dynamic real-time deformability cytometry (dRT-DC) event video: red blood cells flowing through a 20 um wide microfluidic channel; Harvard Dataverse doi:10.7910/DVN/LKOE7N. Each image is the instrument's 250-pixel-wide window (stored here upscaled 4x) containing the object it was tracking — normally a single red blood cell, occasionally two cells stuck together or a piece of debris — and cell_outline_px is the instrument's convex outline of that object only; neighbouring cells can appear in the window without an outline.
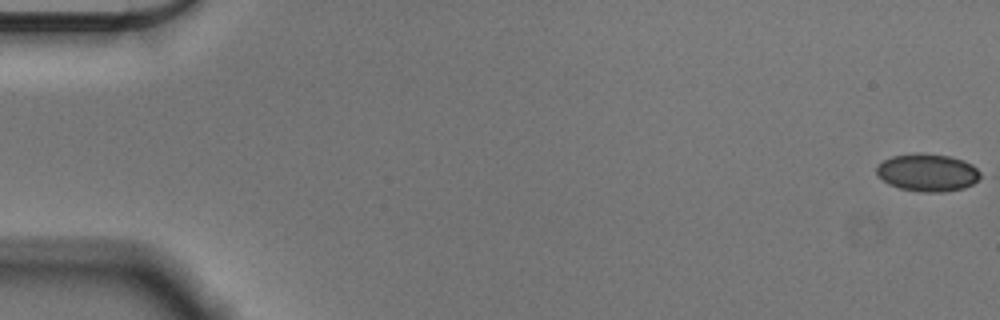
{"species": "Egyptian fruit bat (a non-hibernating species)", "species_latin": "Rousettus aegyptiacus", "temperature_condition": "cold", "stored_images_in_passage": 11, "camera_frame_rate_fps": 3000, "um_per_image_px": 0.085, "animal": {"sex": "male"}, "frame": {"image": 1, "passage_image": 1, "time_ms": 0.0, "image_size_px": [1000, 320], "cell_outline_px": [[980, 176], [972, 184], [964, 188], [940, 192], [920, 192], [900, 188], [888, 184], [876, 172], [876, 168], [884, 160], [892, 156], [948, 156], [964, 160], [972, 164], [980, 172]], "centroid_in_image_um": [78.87, 14.72], "position_along_channel_um": 6.1, "area_um2": 21.79}}